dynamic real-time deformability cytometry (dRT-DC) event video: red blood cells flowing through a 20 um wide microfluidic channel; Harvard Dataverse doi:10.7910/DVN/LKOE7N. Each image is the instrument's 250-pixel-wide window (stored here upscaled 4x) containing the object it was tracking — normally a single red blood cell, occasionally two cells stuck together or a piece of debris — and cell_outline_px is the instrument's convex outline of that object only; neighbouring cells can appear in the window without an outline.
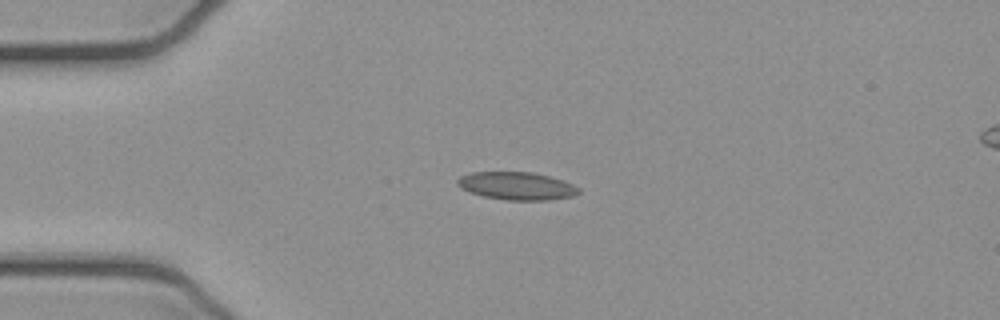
{"species": "common noctule bat (a hibernating species)", "species_latin": "Nyctalus noctula", "temperature_condition": "cold", "stored_images_in_passage": 4, "camera_frame_rate_fps": 3000, "um_per_image_px": 0.085, "animal": {"sex": "female", "body_mass_g": 21.9}, "frame": {"image": 1, "passage_image": 3, "time_ms": 0.667, "image_size_px": [1000, 320], "cell_outline_px": [[580, 192], [572, 196], [548, 200], [504, 200], [484, 196], [460, 188], [456, 184], [456, 180], [460, 176], [472, 172], [532, 172], [564, 180], [580, 188]], "centroid_in_image_um": [43.92, 15.8], "position_along_channel_um": 41.1, "area_um2": 19.65}}